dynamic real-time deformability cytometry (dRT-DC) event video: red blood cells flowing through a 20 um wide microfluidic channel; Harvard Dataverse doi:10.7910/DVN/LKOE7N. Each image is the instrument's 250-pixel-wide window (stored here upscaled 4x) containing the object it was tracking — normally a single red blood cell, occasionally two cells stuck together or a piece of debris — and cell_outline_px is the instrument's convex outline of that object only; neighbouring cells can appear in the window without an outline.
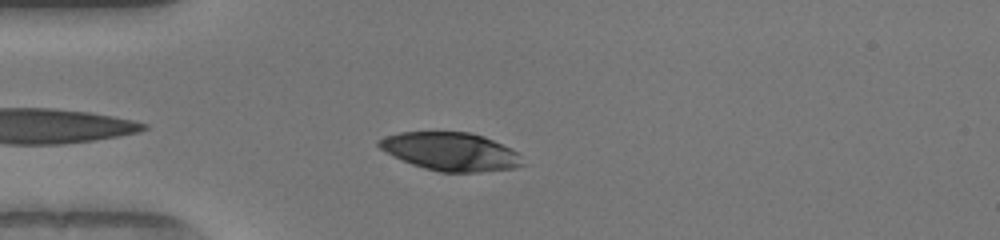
{"species": "human", "species_latin": "Homo sapiens", "temperature_condition": "warm", "stored_images_in_passage": 40, "camera_frame_rate_fps": 3000, "um_per_image_px": 0.085, "donor": {"sex": "female"}, "frame": {"image": 1, "passage_image": 3, "time_ms": 0.667, "image_size_px": [1000, 240], "cell_outline_px": [[524, 164], [516, 168], [480, 172], [440, 172], [424, 168], [412, 164], [380, 148], [376, 144], [376, 140], [384, 136], [400, 132], [468, 132], [484, 136], [512, 148], [516, 152]], "centroid_in_image_um": [38.31, 12.88], "position_along_channel_um": 46.7, "area_um2": 31.85}}
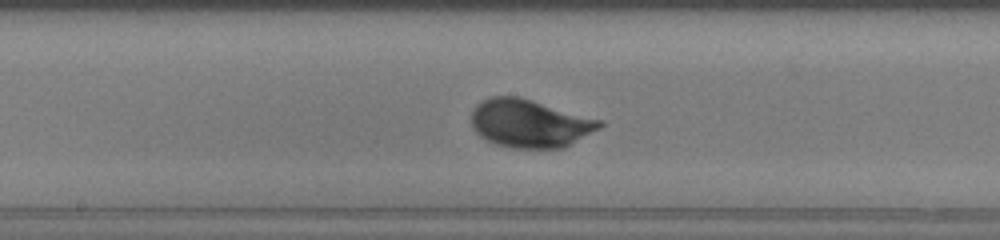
{"frame": {"image": 2, "passage_image": 16, "time_ms": 5.0, "image_size_px": [1000, 240], "cell_outline_px": [[604, 124], [600, 128], [564, 148], [512, 148], [496, 144], [480, 136], [472, 128], [472, 112], [476, 104], [480, 100], [488, 96], [516, 96], [532, 100], [604, 120]], "centroid_in_image_um": [45.03, 10.48], "position_along_channel_um": 203.2, "area_um2": 36.13}}
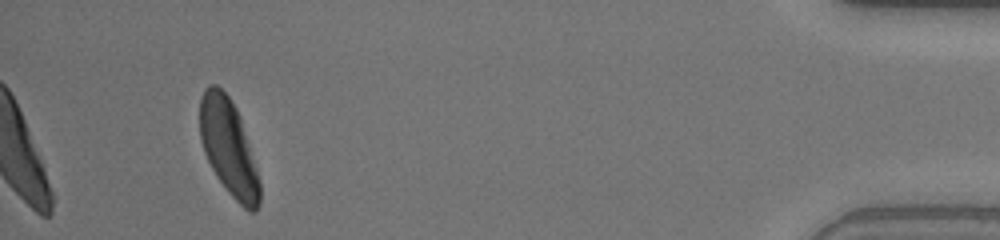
{"frame": {"image": 3, "passage_image": 37, "time_ms": 12.0, "image_size_px": [1000, 240], "cell_outline_px": [[260, 204], [256, 212], [248, 212], [228, 192], [216, 176], [204, 152], [200, 140], [200, 96], [204, 88], [208, 84], [216, 84], [228, 96], [236, 108], [260, 180]], "centroid_in_image_um": [19.41, 12.55], "position_along_channel_um": 415.8, "area_um2": 33.18}, "authors_computed_cell_mechanics": {"area_um2": 33.524, "velocity_mm_per_s": 4.0441, "shape_relaxation_time_tau1_ms": 1.8352, "shape_relaxation_time_tau2_ms": null, "deformation_change_tau1": 0.1582, "deformation_change_tau2": null}}